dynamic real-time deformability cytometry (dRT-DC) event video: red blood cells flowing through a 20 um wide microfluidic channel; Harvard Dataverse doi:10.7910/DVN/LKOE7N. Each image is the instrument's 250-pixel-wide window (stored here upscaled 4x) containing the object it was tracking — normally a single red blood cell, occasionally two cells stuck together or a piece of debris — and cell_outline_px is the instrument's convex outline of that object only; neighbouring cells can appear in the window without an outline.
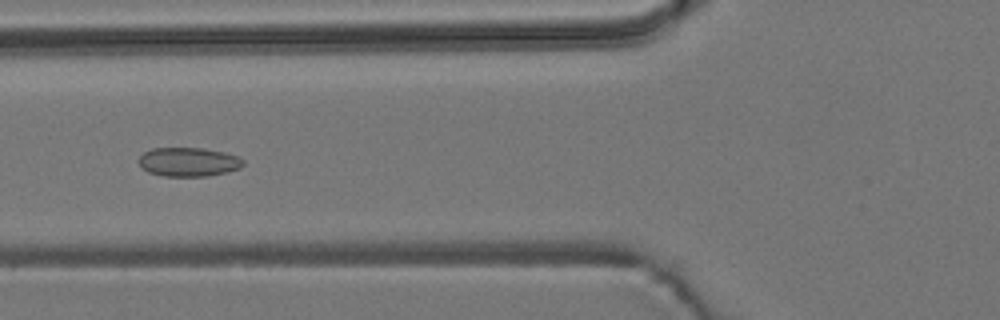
{"species": "common noctule bat (a hibernating species)", "species_latin": "Nyctalus noctula", "temperature_condition": "room temperature", "stored_images_in_passage": 8, "camera_frame_rate_fps": 3000, "um_per_image_px": 0.085, "animal": {"sex": "male", "body_mass_g": 19.2, "forearm_length_mm": 51.8}, "frame": {"image": 1, "passage_image": 6, "time_ms": 6.667, "image_size_px": [1000, 320], "cell_outline_px": [[244, 164], [240, 168], [228, 172], [208, 176], [164, 176], [148, 172], [136, 160], [144, 152], [152, 148], [204, 148], [224, 152], [236, 156], [244, 160]], "centroid_in_image_um": [16.03, 13.76], "position_along_channel_um": 109.8, "area_um2": 17.69}}
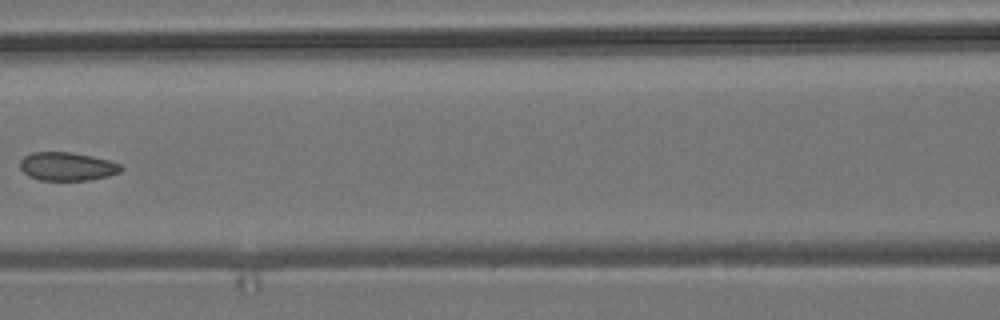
{"frame": {"image": 2, "passage_image": 7, "time_ms": 8.0, "image_size_px": [1000, 320], "cell_outline_px": [[124, 168], [120, 172], [108, 176], [88, 180], [40, 180], [28, 176], [20, 168], [20, 160], [24, 156], [32, 152], [72, 152], [92, 156], [108, 160], [120, 164]], "centroid_in_image_um": [5.7, 14.14], "position_along_channel_um": 160.9, "area_um2": 16.76}}
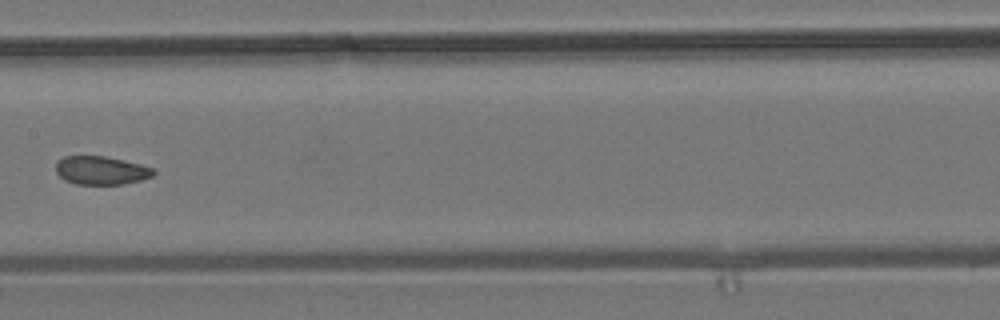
{"frame": {"image": 3, "passage_image": 8, "time_ms": 9.0, "image_size_px": [1000, 320], "cell_outline_px": [[156, 172], [152, 176], [140, 180], [124, 184], [76, 184], [64, 180], [56, 172], [56, 160], [64, 156], [104, 156], [124, 160], [156, 168]], "centroid_in_image_um": [8.6, 14.48], "position_along_channel_um": 198.8, "area_um2": 16.3}}